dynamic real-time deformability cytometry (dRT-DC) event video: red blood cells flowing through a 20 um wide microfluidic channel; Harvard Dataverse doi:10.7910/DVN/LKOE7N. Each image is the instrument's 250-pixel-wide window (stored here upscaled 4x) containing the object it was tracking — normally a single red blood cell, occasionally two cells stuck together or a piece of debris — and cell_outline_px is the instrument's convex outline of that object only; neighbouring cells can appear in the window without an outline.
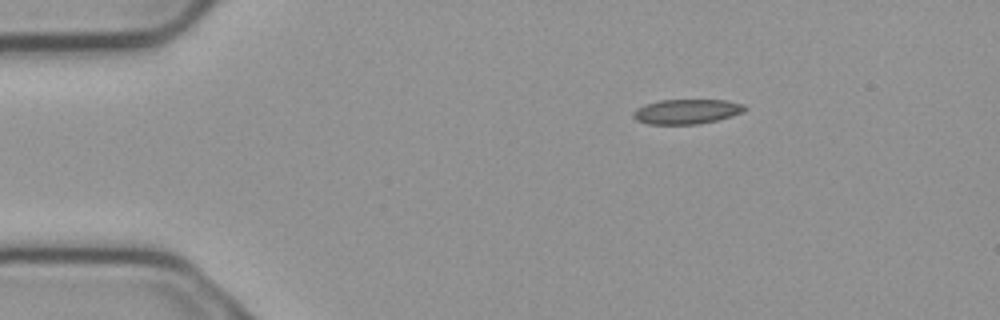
{"species": "common noctule bat (a hibernating species)", "species_latin": "Nyctalus noctula", "temperature_condition": "cold", "stored_images_in_passage": 3, "camera_frame_rate_fps": 3000, "um_per_image_px": 0.085, "animal": {"sex": "male", "body_mass_g": 23.1, "forearm_length_mm": 52.7}, "frame": {"image": 1, "passage_image": 1, "time_ms": 0.0, "image_size_px": [1000, 320], "cell_outline_px": [[748, 108], [744, 112], [732, 116], [716, 120], [696, 124], [648, 124], [636, 120], [632, 116], [632, 112], [636, 108], [644, 104], [660, 100], [728, 100], [744, 104]], "centroid_in_image_um": [58.37, 9.47], "position_along_channel_um": 26.6, "area_um2": 16.24}}